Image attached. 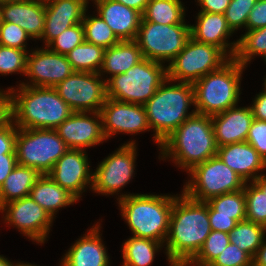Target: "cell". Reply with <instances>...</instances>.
Returning <instances> with one entry per match:
<instances>
[{
    "label": "cell",
    "mask_w": 266,
    "mask_h": 266,
    "mask_svg": "<svg viewBox=\"0 0 266 266\" xmlns=\"http://www.w3.org/2000/svg\"><path fill=\"white\" fill-rule=\"evenodd\" d=\"M211 231L207 202L194 200L183 192L175 196L165 241L170 266H185Z\"/></svg>",
    "instance_id": "6da1fadb"
},
{
    "label": "cell",
    "mask_w": 266,
    "mask_h": 266,
    "mask_svg": "<svg viewBox=\"0 0 266 266\" xmlns=\"http://www.w3.org/2000/svg\"><path fill=\"white\" fill-rule=\"evenodd\" d=\"M8 89L11 121L18 129H56L74 112L54 87L19 85L17 91Z\"/></svg>",
    "instance_id": "7a4b0ae2"
},
{
    "label": "cell",
    "mask_w": 266,
    "mask_h": 266,
    "mask_svg": "<svg viewBox=\"0 0 266 266\" xmlns=\"http://www.w3.org/2000/svg\"><path fill=\"white\" fill-rule=\"evenodd\" d=\"M160 149L161 158L171 157L187 172L217 155L211 116L195 113L161 143Z\"/></svg>",
    "instance_id": "3957f363"
},
{
    "label": "cell",
    "mask_w": 266,
    "mask_h": 266,
    "mask_svg": "<svg viewBox=\"0 0 266 266\" xmlns=\"http://www.w3.org/2000/svg\"><path fill=\"white\" fill-rule=\"evenodd\" d=\"M169 82L166 79L144 104L149 126L155 131L154 140L160 146L186 119L196 113L195 110L187 113L189 106L194 105L193 84L179 82L170 85Z\"/></svg>",
    "instance_id": "277c9868"
},
{
    "label": "cell",
    "mask_w": 266,
    "mask_h": 266,
    "mask_svg": "<svg viewBox=\"0 0 266 266\" xmlns=\"http://www.w3.org/2000/svg\"><path fill=\"white\" fill-rule=\"evenodd\" d=\"M119 197L122 217L133 236L165 243L175 197L153 194H122Z\"/></svg>",
    "instance_id": "5b68a950"
},
{
    "label": "cell",
    "mask_w": 266,
    "mask_h": 266,
    "mask_svg": "<svg viewBox=\"0 0 266 266\" xmlns=\"http://www.w3.org/2000/svg\"><path fill=\"white\" fill-rule=\"evenodd\" d=\"M244 68L233 58L193 83L196 113L212 116L237 106Z\"/></svg>",
    "instance_id": "8992f818"
},
{
    "label": "cell",
    "mask_w": 266,
    "mask_h": 266,
    "mask_svg": "<svg viewBox=\"0 0 266 266\" xmlns=\"http://www.w3.org/2000/svg\"><path fill=\"white\" fill-rule=\"evenodd\" d=\"M163 63L144 58L123 74L106 80L107 97L144 105L167 79Z\"/></svg>",
    "instance_id": "52a82bcc"
},
{
    "label": "cell",
    "mask_w": 266,
    "mask_h": 266,
    "mask_svg": "<svg viewBox=\"0 0 266 266\" xmlns=\"http://www.w3.org/2000/svg\"><path fill=\"white\" fill-rule=\"evenodd\" d=\"M69 148L55 129H18L15 140L17 164L48 174Z\"/></svg>",
    "instance_id": "ba28073f"
},
{
    "label": "cell",
    "mask_w": 266,
    "mask_h": 266,
    "mask_svg": "<svg viewBox=\"0 0 266 266\" xmlns=\"http://www.w3.org/2000/svg\"><path fill=\"white\" fill-rule=\"evenodd\" d=\"M183 189L188 197L207 202L210 198L244 189V179L215 155L194 166Z\"/></svg>",
    "instance_id": "9c48e42d"
},
{
    "label": "cell",
    "mask_w": 266,
    "mask_h": 266,
    "mask_svg": "<svg viewBox=\"0 0 266 266\" xmlns=\"http://www.w3.org/2000/svg\"><path fill=\"white\" fill-rule=\"evenodd\" d=\"M230 58L218 47L190 38L183 50L166 67L171 82L195 83L220 69Z\"/></svg>",
    "instance_id": "30bf717a"
},
{
    "label": "cell",
    "mask_w": 266,
    "mask_h": 266,
    "mask_svg": "<svg viewBox=\"0 0 266 266\" xmlns=\"http://www.w3.org/2000/svg\"><path fill=\"white\" fill-rule=\"evenodd\" d=\"M191 38V27L180 24L162 25L141 20L135 41L144 58L160 63L171 62Z\"/></svg>",
    "instance_id": "8fae6325"
},
{
    "label": "cell",
    "mask_w": 266,
    "mask_h": 266,
    "mask_svg": "<svg viewBox=\"0 0 266 266\" xmlns=\"http://www.w3.org/2000/svg\"><path fill=\"white\" fill-rule=\"evenodd\" d=\"M99 73L74 71L54 88L74 112H100L107 99L106 79Z\"/></svg>",
    "instance_id": "7c38bea8"
},
{
    "label": "cell",
    "mask_w": 266,
    "mask_h": 266,
    "mask_svg": "<svg viewBox=\"0 0 266 266\" xmlns=\"http://www.w3.org/2000/svg\"><path fill=\"white\" fill-rule=\"evenodd\" d=\"M136 148L135 142L129 141L105 158L93 173L92 190L113 195L128 184L134 174Z\"/></svg>",
    "instance_id": "4fadbf2b"
},
{
    "label": "cell",
    "mask_w": 266,
    "mask_h": 266,
    "mask_svg": "<svg viewBox=\"0 0 266 266\" xmlns=\"http://www.w3.org/2000/svg\"><path fill=\"white\" fill-rule=\"evenodd\" d=\"M0 211L2 213L5 211L6 223L14 225L31 240L38 243L45 242L54 218L30 195L3 205Z\"/></svg>",
    "instance_id": "5bb4252c"
},
{
    "label": "cell",
    "mask_w": 266,
    "mask_h": 266,
    "mask_svg": "<svg viewBox=\"0 0 266 266\" xmlns=\"http://www.w3.org/2000/svg\"><path fill=\"white\" fill-rule=\"evenodd\" d=\"M102 129L106 139L121 132L137 134L150 130L144 105L106 99L100 109Z\"/></svg>",
    "instance_id": "9a60e30c"
},
{
    "label": "cell",
    "mask_w": 266,
    "mask_h": 266,
    "mask_svg": "<svg viewBox=\"0 0 266 266\" xmlns=\"http://www.w3.org/2000/svg\"><path fill=\"white\" fill-rule=\"evenodd\" d=\"M31 53L27 55L25 75L30 77L32 83L23 82L20 85L55 87L74 72L66 55L52 52L48 48Z\"/></svg>",
    "instance_id": "2e32d148"
},
{
    "label": "cell",
    "mask_w": 266,
    "mask_h": 266,
    "mask_svg": "<svg viewBox=\"0 0 266 266\" xmlns=\"http://www.w3.org/2000/svg\"><path fill=\"white\" fill-rule=\"evenodd\" d=\"M88 155L84 150L68 149L55 163L48 175L77 200L90 185H93V173H90Z\"/></svg>",
    "instance_id": "e0dca14e"
},
{
    "label": "cell",
    "mask_w": 266,
    "mask_h": 266,
    "mask_svg": "<svg viewBox=\"0 0 266 266\" xmlns=\"http://www.w3.org/2000/svg\"><path fill=\"white\" fill-rule=\"evenodd\" d=\"M86 114L73 112L55 129L69 149L84 150L106 140L100 112H90L89 115L93 114V117Z\"/></svg>",
    "instance_id": "ac0fdd59"
},
{
    "label": "cell",
    "mask_w": 266,
    "mask_h": 266,
    "mask_svg": "<svg viewBox=\"0 0 266 266\" xmlns=\"http://www.w3.org/2000/svg\"><path fill=\"white\" fill-rule=\"evenodd\" d=\"M88 3V0H45V25L40 38L45 46L67 28L82 23Z\"/></svg>",
    "instance_id": "d6986e66"
},
{
    "label": "cell",
    "mask_w": 266,
    "mask_h": 266,
    "mask_svg": "<svg viewBox=\"0 0 266 266\" xmlns=\"http://www.w3.org/2000/svg\"><path fill=\"white\" fill-rule=\"evenodd\" d=\"M197 15L196 25H190L191 38L200 43L216 46L230 59H233L238 40L233 43H228V40L226 41L234 32L228 26L225 15L209 12H199Z\"/></svg>",
    "instance_id": "ffe728a7"
},
{
    "label": "cell",
    "mask_w": 266,
    "mask_h": 266,
    "mask_svg": "<svg viewBox=\"0 0 266 266\" xmlns=\"http://www.w3.org/2000/svg\"><path fill=\"white\" fill-rule=\"evenodd\" d=\"M45 10V0L0 3V22L19 25L31 39H40L44 31Z\"/></svg>",
    "instance_id": "44dd1931"
},
{
    "label": "cell",
    "mask_w": 266,
    "mask_h": 266,
    "mask_svg": "<svg viewBox=\"0 0 266 266\" xmlns=\"http://www.w3.org/2000/svg\"><path fill=\"white\" fill-rule=\"evenodd\" d=\"M253 119L250 106L241 108L234 106L224 112L212 115L211 120L217 146L245 142Z\"/></svg>",
    "instance_id": "7402d4cb"
},
{
    "label": "cell",
    "mask_w": 266,
    "mask_h": 266,
    "mask_svg": "<svg viewBox=\"0 0 266 266\" xmlns=\"http://www.w3.org/2000/svg\"><path fill=\"white\" fill-rule=\"evenodd\" d=\"M97 13L120 41L135 40L142 14L114 0H94Z\"/></svg>",
    "instance_id": "603a6c76"
},
{
    "label": "cell",
    "mask_w": 266,
    "mask_h": 266,
    "mask_svg": "<svg viewBox=\"0 0 266 266\" xmlns=\"http://www.w3.org/2000/svg\"><path fill=\"white\" fill-rule=\"evenodd\" d=\"M217 156L245 182H253L261 176L257 172L266 169L265 159L246 141L218 147Z\"/></svg>",
    "instance_id": "cb8c5ba5"
},
{
    "label": "cell",
    "mask_w": 266,
    "mask_h": 266,
    "mask_svg": "<svg viewBox=\"0 0 266 266\" xmlns=\"http://www.w3.org/2000/svg\"><path fill=\"white\" fill-rule=\"evenodd\" d=\"M100 225H94L66 252L60 266H109V256L100 237Z\"/></svg>",
    "instance_id": "d4e9b609"
},
{
    "label": "cell",
    "mask_w": 266,
    "mask_h": 266,
    "mask_svg": "<svg viewBox=\"0 0 266 266\" xmlns=\"http://www.w3.org/2000/svg\"><path fill=\"white\" fill-rule=\"evenodd\" d=\"M143 59L141 49L135 40L119 41L116 45L105 49L99 74L109 73L110 78L123 74Z\"/></svg>",
    "instance_id": "484cf974"
},
{
    "label": "cell",
    "mask_w": 266,
    "mask_h": 266,
    "mask_svg": "<svg viewBox=\"0 0 266 266\" xmlns=\"http://www.w3.org/2000/svg\"><path fill=\"white\" fill-rule=\"evenodd\" d=\"M30 197L52 218L61 207L77 202L66 189L58 185L48 174L41 175L30 191Z\"/></svg>",
    "instance_id": "4316f807"
},
{
    "label": "cell",
    "mask_w": 266,
    "mask_h": 266,
    "mask_svg": "<svg viewBox=\"0 0 266 266\" xmlns=\"http://www.w3.org/2000/svg\"><path fill=\"white\" fill-rule=\"evenodd\" d=\"M40 176L36 169L17 164L0 187V208L11 201L29 196Z\"/></svg>",
    "instance_id": "83f0119b"
},
{
    "label": "cell",
    "mask_w": 266,
    "mask_h": 266,
    "mask_svg": "<svg viewBox=\"0 0 266 266\" xmlns=\"http://www.w3.org/2000/svg\"><path fill=\"white\" fill-rule=\"evenodd\" d=\"M163 243L152 239L131 237L122 245V266H149Z\"/></svg>",
    "instance_id": "f1b7e54d"
},
{
    "label": "cell",
    "mask_w": 266,
    "mask_h": 266,
    "mask_svg": "<svg viewBox=\"0 0 266 266\" xmlns=\"http://www.w3.org/2000/svg\"><path fill=\"white\" fill-rule=\"evenodd\" d=\"M185 7L180 0H149L142 20L172 25L185 21Z\"/></svg>",
    "instance_id": "f546056e"
},
{
    "label": "cell",
    "mask_w": 266,
    "mask_h": 266,
    "mask_svg": "<svg viewBox=\"0 0 266 266\" xmlns=\"http://www.w3.org/2000/svg\"><path fill=\"white\" fill-rule=\"evenodd\" d=\"M266 227L248 220L238 222L229 233L230 243L245 251L252 259L265 238Z\"/></svg>",
    "instance_id": "4dcf8cb0"
},
{
    "label": "cell",
    "mask_w": 266,
    "mask_h": 266,
    "mask_svg": "<svg viewBox=\"0 0 266 266\" xmlns=\"http://www.w3.org/2000/svg\"><path fill=\"white\" fill-rule=\"evenodd\" d=\"M249 185L246 182L244 186L246 220L266 227V175L259 176Z\"/></svg>",
    "instance_id": "1f68e13d"
},
{
    "label": "cell",
    "mask_w": 266,
    "mask_h": 266,
    "mask_svg": "<svg viewBox=\"0 0 266 266\" xmlns=\"http://www.w3.org/2000/svg\"><path fill=\"white\" fill-rule=\"evenodd\" d=\"M105 49L84 41L66 54L74 71L99 73Z\"/></svg>",
    "instance_id": "d6a6232c"
},
{
    "label": "cell",
    "mask_w": 266,
    "mask_h": 266,
    "mask_svg": "<svg viewBox=\"0 0 266 266\" xmlns=\"http://www.w3.org/2000/svg\"><path fill=\"white\" fill-rule=\"evenodd\" d=\"M207 203L215 210V216L246 220V197L244 189L210 198Z\"/></svg>",
    "instance_id": "836d02e7"
},
{
    "label": "cell",
    "mask_w": 266,
    "mask_h": 266,
    "mask_svg": "<svg viewBox=\"0 0 266 266\" xmlns=\"http://www.w3.org/2000/svg\"><path fill=\"white\" fill-rule=\"evenodd\" d=\"M254 55L266 57V27L247 30V32L238 39L237 49L234 59L242 66L252 60Z\"/></svg>",
    "instance_id": "e575fe53"
},
{
    "label": "cell",
    "mask_w": 266,
    "mask_h": 266,
    "mask_svg": "<svg viewBox=\"0 0 266 266\" xmlns=\"http://www.w3.org/2000/svg\"><path fill=\"white\" fill-rule=\"evenodd\" d=\"M98 16H86V12L82 21L84 27L85 41L95 44L104 49L116 45L120 40L113 33L112 29L106 22Z\"/></svg>",
    "instance_id": "d590c367"
},
{
    "label": "cell",
    "mask_w": 266,
    "mask_h": 266,
    "mask_svg": "<svg viewBox=\"0 0 266 266\" xmlns=\"http://www.w3.org/2000/svg\"><path fill=\"white\" fill-rule=\"evenodd\" d=\"M229 244V233L212 230L201 249L185 266H209Z\"/></svg>",
    "instance_id": "8d00e7d4"
},
{
    "label": "cell",
    "mask_w": 266,
    "mask_h": 266,
    "mask_svg": "<svg viewBox=\"0 0 266 266\" xmlns=\"http://www.w3.org/2000/svg\"><path fill=\"white\" fill-rule=\"evenodd\" d=\"M84 41V27L82 23H78L64 30L46 47L52 52L66 55Z\"/></svg>",
    "instance_id": "74e56055"
},
{
    "label": "cell",
    "mask_w": 266,
    "mask_h": 266,
    "mask_svg": "<svg viewBox=\"0 0 266 266\" xmlns=\"http://www.w3.org/2000/svg\"><path fill=\"white\" fill-rule=\"evenodd\" d=\"M27 50L0 45V74L26 73Z\"/></svg>",
    "instance_id": "f35d334b"
},
{
    "label": "cell",
    "mask_w": 266,
    "mask_h": 266,
    "mask_svg": "<svg viewBox=\"0 0 266 266\" xmlns=\"http://www.w3.org/2000/svg\"><path fill=\"white\" fill-rule=\"evenodd\" d=\"M257 1L258 0H231L224 15L228 26L233 32L242 26L246 28L249 14Z\"/></svg>",
    "instance_id": "ab89813d"
},
{
    "label": "cell",
    "mask_w": 266,
    "mask_h": 266,
    "mask_svg": "<svg viewBox=\"0 0 266 266\" xmlns=\"http://www.w3.org/2000/svg\"><path fill=\"white\" fill-rule=\"evenodd\" d=\"M30 35L19 25L10 22H0V45L26 50V40Z\"/></svg>",
    "instance_id": "60d3db41"
},
{
    "label": "cell",
    "mask_w": 266,
    "mask_h": 266,
    "mask_svg": "<svg viewBox=\"0 0 266 266\" xmlns=\"http://www.w3.org/2000/svg\"><path fill=\"white\" fill-rule=\"evenodd\" d=\"M209 266H252V258L230 243Z\"/></svg>",
    "instance_id": "b9f144b4"
},
{
    "label": "cell",
    "mask_w": 266,
    "mask_h": 266,
    "mask_svg": "<svg viewBox=\"0 0 266 266\" xmlns=\"http://www.w3.org/2000/svg\"><path fill=\"white\" fill-rule=\"evenodd\" d=\"M246 142L266 161V121L253 119Z\"/></svg>",
    "instance_id": "7bdbcfd3"
},
{
    "label": "cell",
    "mask_w": 266,
    "mask_h": 266,
    "mask_svg": "<svg viewBox=\"0 0 266 266\" xmlns=\"http://www.w3.org/2000/svg\"><path fill=\"white\" fill-rule=\"evenodd\" d=\"M16 135L17 127L12 121L0 129V156L1 154H16Z\"/></svg>",
    "instance_id": "ee69618b"
},
{
    "label": "cell",
    "mask_w": 266,
    "mask_h": 266,
    "mask_svg": "<svg viewBox=\"0 0 266 266\" xmlns=\"http://www.w3.org/2000/svg\"><path fill=\"white\" fill-rule=\"evenodd\" d=\"M266 27V0H258L249 14L246 29L255 30Z\"/></svg>",
    "instance_id": "f6af8a7d"
},
{
    "label": "cell",
    "mask_w": 266,
    "mask_h": 266,
    "mask_svg": "<svg viewBox=\"0 0 266 266\" xmlns=\"http://www.w3.org/2000/svg\"><path fill=\"white\" fill-rule=\"evenodd\" d=\"M208 216L212 230L230 233L237 225V221L230 217L215 216V210L208 204Z\"/></svg>",
    "instance_id": "bcb514c9"
},
{
    "label": "cell",
    "mask_w": 266,
    "mask_h": 266,
    "mask_svg": "<svg viewBox=\"0 0 266 266\" xmlns=\"http://www.w3.org/2000/svg\"><path fill=\"white\" fill-rule=\"evenodd\" d=\"M4 92V93H3ZM11 121V96L8 91H0V129Z\"/></svg>",
    "instance_id": "7dc6e473"
},
{
    "label": "cell",
    "mask_w": 266,
    "mask_h": 266,
    "mask_svg": "<svg viewBox=\"0 0 266 266\" xmlns=\"http://www.w3.org/2000/svg\"><path fill=\"white\" fill-rule=\"evenodd\" d=\"M200 12L224 14L231 0H197Z\"/></svg>",
    "instance_id": "c3c4849f"
},
{
    "label": "cell",
    "mask_w": 266,
    "mask_h": 266,
    "mask_svg": "<svg viewBox=\"0 0 266 266\" xmlns=\"http://www.w3.org/2000/svg\"><path fill=\"white\" fill-rule=\"evenodd\" d=\"M17 165L16 154H1L0 156V187L10 172Z\"/></svg>",
    "instance_id": "681fc988"
},
{
    "label": "cell",
    "mask_w": 266,
    "mask_h": 266,
    "mask_svg": "<svg viewBox=\"0 0 266 266\" xmlns=\"http://www.w3.org/2000/svg\"><path fill=\"white\" fill-rule=\"evenodd\" d=\"M250 108L254 119L266 121V93L260 92L257 94Z\"/></svg>",
    "instance_id": "f907efd6"
},
{
    "label": "cell",
    "mask_w": 266,
    "mask_h": 266,
    "mask_svg": "<svg viewBox=\"0 0 266 266\" xmlns=\"http://www.w3.org/2000/svg\"><path fill=\"white\" fill-rule=\"evenodd\" d=\"M252 266H266V241L263 239L262 245L258 248L252 259Z\"/></svg>",
    "instance_id": "816d5d0a"
},
{
    "label": "cell",
    "mask_w": 266,
    "mask_h": 266,
    "mask_svg": "<svg viewBox=\"0 0 266 266\" xmlns=\"http://www.w3.org/2000/svg\"><path fill=\"white\" fill-rule=\"evenodd\" d=\"M143 14L149 0H114Z\"/></svg>",
    "instance_id": "f5cc1de1"
},
{
    "label": "cell",
    "mask_w": 266,
    "mask_h": 266,
    "mask_svg": "<svg viewBox=\"0 0 266 266\" xmlns=\"http://www.w3.org/2000/svg\"><path fill=\"white\" fill-rule=\"evenodd\" d=\"M21 263H12L11 261L7 260L4 256L0 255V266H20Z\"/></svg>",
    "instance_id": "db71d44e"
},
{
    "label": "cell",
    "mask_w": 266,
    "mask_h": 266,
    "mask_svg": "<svg viewBox=\"0 0 266 266\" xmlns=\"http://www.w3.org/2000/svg\"><path fill=\"white\" fill-rule=\"evenodd\" d=\"M31 0H0V3H7V2H26Z\"/></svg>",
    "instance_id": "11a10c76"
},
{
    "label": "cell",
    "mask_w": 266,
    "mask_h": 266,
    "mask_svg": "<svg viewBox=\"0 0 266 266\" xmlns=\"http://www.w3.org/2000/svg\"><path fill=\"white\" fill-rule=\"evenodd\" d=\"M20 266H36V265H34V264H29V263H27V264H26V263H24V264L22 263Z\"/></svg>",
    "instance_id": "9f6ffc18"
},
{
    "label": "cell",
    "mask_w": 266,
    "mask_h": 266,
    "mask_svg": "<svg viewBox=\"0 0 266 266\" xmlns=\"http://www.w3.org/2000/svg\"><path fill=\"white\" fill-rule=\"evenodd\" d=\"M265 82H264V90L262 91V92H264V93H266V78H265V80H264Z\"/></svg>",
    "instance_id": "6f0895ef"
}]
</instances>
